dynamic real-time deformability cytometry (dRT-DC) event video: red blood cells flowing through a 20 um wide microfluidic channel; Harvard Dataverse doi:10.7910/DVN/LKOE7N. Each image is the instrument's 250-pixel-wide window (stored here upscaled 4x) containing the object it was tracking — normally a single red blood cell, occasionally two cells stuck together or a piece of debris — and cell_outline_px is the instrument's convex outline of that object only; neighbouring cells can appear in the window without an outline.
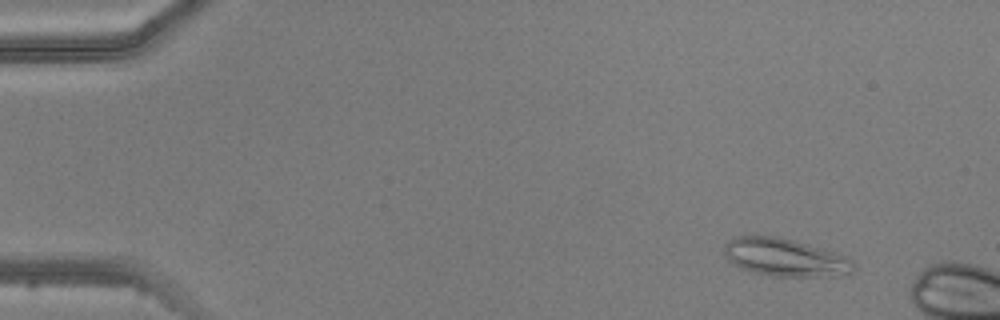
{"species": "common noctule bat (a hibernating species)", "species_latin": "Nyctalus noctula", "temperature_condition": "warm", "stored_images_in_passage": 4, "camera_frame_rate_fps": 3000, "um_per_image_px": 0.085, "animal": {"sex": "male", "body_mass_g": 20.5, "forearm_length_mm": 52.5}, "frame": {"image": 1, "passage_image": 2, "time_ms": 1.333, "image_size_px": [1000, 320], "cell_outline_px": [[856, 268], [852, 272], [828, 276], [772, 276], [740, 268], [728, 260], [724, 252], [724, 244], [728, 240], [736, 236], [776, 236], [792, 240], [820, 248], [844, 256], [852, 260]], "centroid_in_image_um": [66.69, 21.88], "position_along_channel_um": 18.3, "area_um2": 28.09}}